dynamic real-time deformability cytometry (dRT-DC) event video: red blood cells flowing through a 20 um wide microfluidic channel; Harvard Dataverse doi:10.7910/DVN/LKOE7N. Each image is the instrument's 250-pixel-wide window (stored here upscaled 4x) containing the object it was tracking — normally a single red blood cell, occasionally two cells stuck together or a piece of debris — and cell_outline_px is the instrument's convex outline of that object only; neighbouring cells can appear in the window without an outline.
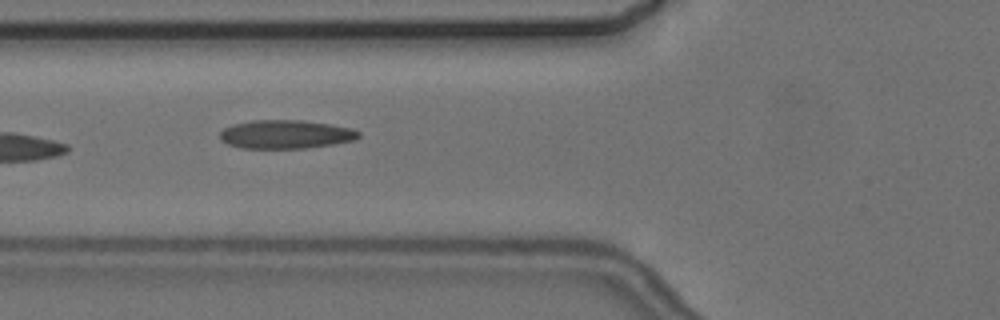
{"species": "common noctule bat (a hibernating species)", "species_latin": "Nyctalus noctula", "temperature_condition": "cold", "stored_images_in_passage": 10, "camera_frame_rate_fps": 3000, "um_per_image_px": 0.085, "animal": {"sex": "female", "body_mass_g": 24.6, "forearm_length_mm": 56.2}, "frame": {"image": 1, "passage_image": 6, "time_ms": 6.0, "image_size_px": [1000, 320], "cell_outline_px": [[360, 136], [356, 140], [332, 144], [304, 148], [240, 148], [228, 144], [220, 140], [220, 132], [224, 128], [232, 124], [252, 120], [300, 120], [332, 124], [352, 128], [360, 132]], "centroid_in_image_um": [24.28, 11.41], "position_along_channel_um": 101.5, "area_um2": 23.24}}